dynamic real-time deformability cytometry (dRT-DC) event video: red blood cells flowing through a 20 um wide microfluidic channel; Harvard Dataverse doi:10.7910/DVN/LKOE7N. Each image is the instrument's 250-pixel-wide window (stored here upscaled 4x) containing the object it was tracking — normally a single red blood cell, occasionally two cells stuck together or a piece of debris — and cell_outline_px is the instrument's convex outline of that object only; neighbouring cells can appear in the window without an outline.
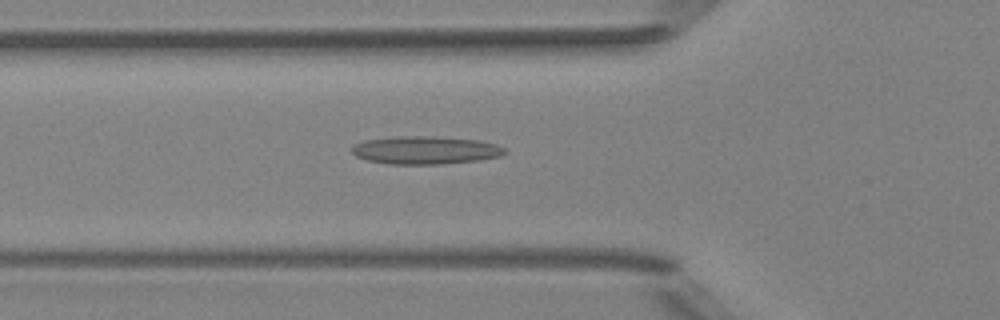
{"species": "Egyptian fruit bat (a non-hibernating species)", "species_latin": "Rousettus aegyptiacus", "temperature_condition": "room temperature", "stored_images_in_passage": 52, "camera_frame_rate_fps": 3000, "um_per_image_px": 0.085, "animal": {"sex": "female"}, "frame": {"image": 1, "passage_image": 19, "time_ms": 6.0, "image_size_px": [1000, 320], "cell_outline_px": [[508, 152], [500, 156], [480, 160], [440, 164], [388, 164], [368, 160], [356, 156], [352, 152], [352, 148], [356, 144], [364, 140], [396, 136], [432, 136], [476, 140], [496, 144], [504, 148]], "centroid_in_image_um": [36.17, 12.76], "position_along_channel_um": 89.6, "area_um2": 24.85}}
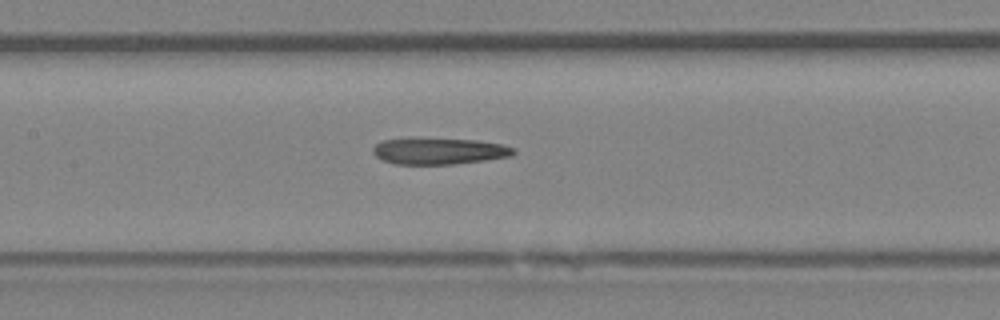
{"frame": {"image": 2, "passage_image": 25, "time_ms": 8.0, "image_size_px": [1000, 320], "cell_outline_px": [[516, 152], [512, 156], [484, 160], [452, 164], [396, 164], [384, 160], [376, 156], [372, 152], [372, 148], [376, 144], [384, 140], [408, 136], [476, 140], [504, 144], [516, 148]], "centroid_in_image_um": [37.31, 12.8], "position_along_channel_um": 170.1, "area_um2": 22.31}}
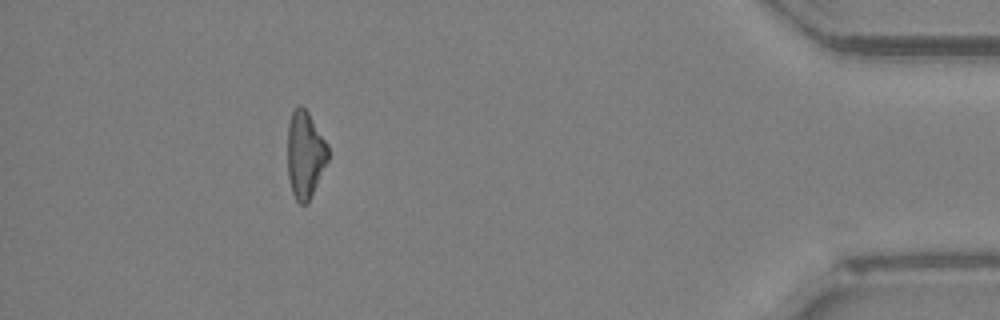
{"frame": {"image": 3, "passage_image": 47, "time_ms": 15.333, "image_size_px": [1000, 320], "cell_outline_px": [[328, 160], [308, 204], [300, 204], [296, 200], [292, 192], [288, 176], [288, 124], [292, 112], [300, 104], [308, 112], [328, 144]], "centroid_in_image_um": [25.93, 13.16], "position_along_channel_um": 409.3, "area_um2": 20.52}, "authors_computed_cell_mechanics": {"area_um2": 22.3975, "velocity_mm_per_s": 4.0265, "shape_relaxation_time_tau1_ms": null, "shape_relaxation_time_tau2_ms": 9.4023, "deformation_change_tau1": null, "deformation_change_tau2": 0.2757}}